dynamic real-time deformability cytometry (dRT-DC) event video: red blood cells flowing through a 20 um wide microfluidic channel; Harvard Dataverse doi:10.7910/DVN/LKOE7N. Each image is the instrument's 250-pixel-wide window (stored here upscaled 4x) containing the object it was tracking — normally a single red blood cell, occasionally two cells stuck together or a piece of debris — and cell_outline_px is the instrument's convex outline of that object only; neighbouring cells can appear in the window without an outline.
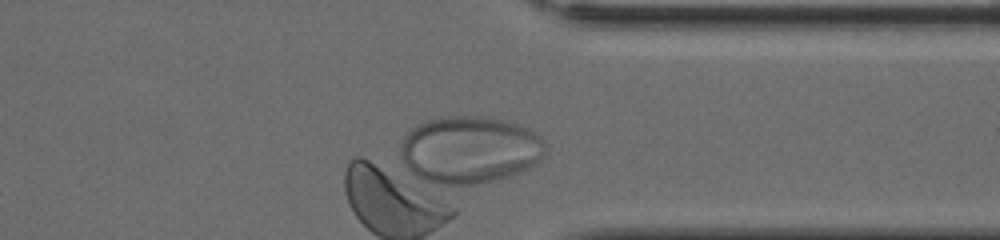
{"species": "human", "species_latin": "Homo sapiens", "temperature_condition": "cold", "stored_images_in_passage": 27, "camera_frame_rate_fps": 3000, "um_per_image_px": 0.085, "donor": {"sex": "female"}, "frame": {"image": 1, "passage_image": 27, "time_ms": 8.667, "image_size_px": [1000, 240], "cell_outline_px": [[544, 152], [528, 168], [508, 176], [476, 184], [432, 184], [412, 172], [408, 168], [400, 152], [400, 144], [404, 136], [416, 124], [440, 116], [480, 116], [504, 120], [516, 124], [540, 136], [544, 140]], "centroid_in_image_um": [39.86, 12.71], "position_along_channel_um": 371.5, "area_um2": 56.12}}